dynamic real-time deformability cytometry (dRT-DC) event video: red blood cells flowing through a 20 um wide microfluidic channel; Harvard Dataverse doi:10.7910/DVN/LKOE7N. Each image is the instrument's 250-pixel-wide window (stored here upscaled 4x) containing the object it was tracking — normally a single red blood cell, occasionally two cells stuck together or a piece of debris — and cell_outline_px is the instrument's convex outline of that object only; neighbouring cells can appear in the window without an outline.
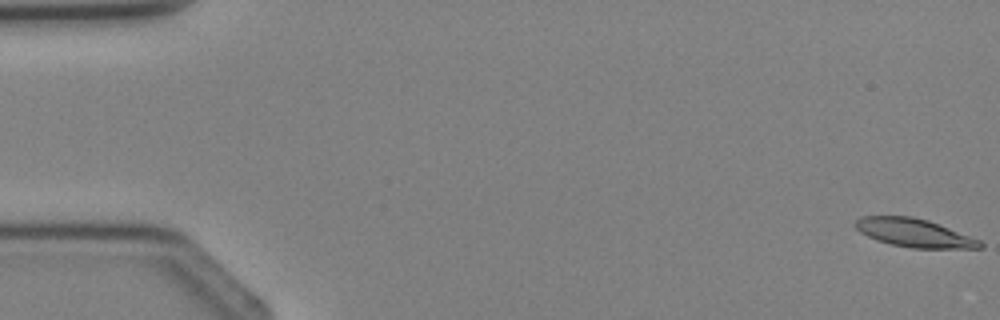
{"species": "Egyptian fruit bat (a non-hibernating species)", "species_latin": "Rousettus aegyptiacus", "temperature_condition": "cold", "stored_images_in_passage": 4, "camera_frame_rate_fps": 3000, "um_per_image_px": 0.085, "animal": {"sex": "female"}, "frame": {"image": 1, "passage_image": 1, "time_ms": 0.0, "image_size_px": [1000, 320], "cell_outline_px": [[984, 248], [912, 248], [892, 244], [876, 240], [860, 232], [852, 224], [860, 216], [912, 216], [928, 220], [980, 240], [984, 244]], "centroid_in_image_um": [77.68, 19.79], "position_along_channel_um": 7.3, "area_um2": 20.52}}
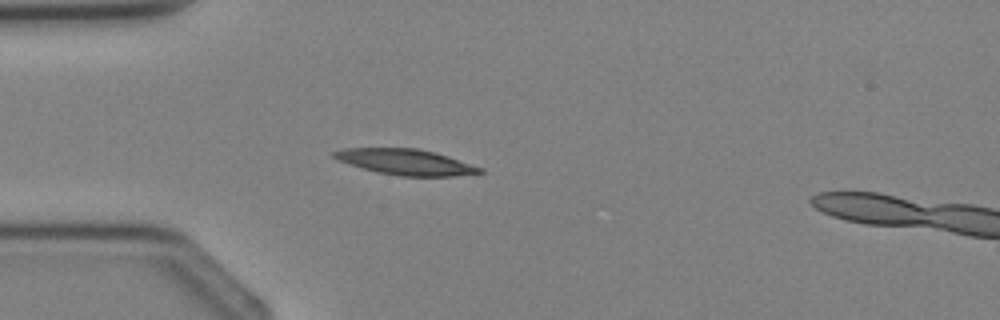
{"frame": {"image": 2, "passage_image": 4, "time_ms": 3.333, "image_size_px": [1000, 320], "cell_outline_px": [[484, 172], [452, 176], [400, 176], [380, 172], [364, 168], [340, 160], [332, 156], [332, 152], [344, 148], [416, 148], [436, 152], [484, 168]], "centroid_in_image_um": [34.54, 13.76], "position_along_channel_um": 50.5, "area_um2": 21.56}}